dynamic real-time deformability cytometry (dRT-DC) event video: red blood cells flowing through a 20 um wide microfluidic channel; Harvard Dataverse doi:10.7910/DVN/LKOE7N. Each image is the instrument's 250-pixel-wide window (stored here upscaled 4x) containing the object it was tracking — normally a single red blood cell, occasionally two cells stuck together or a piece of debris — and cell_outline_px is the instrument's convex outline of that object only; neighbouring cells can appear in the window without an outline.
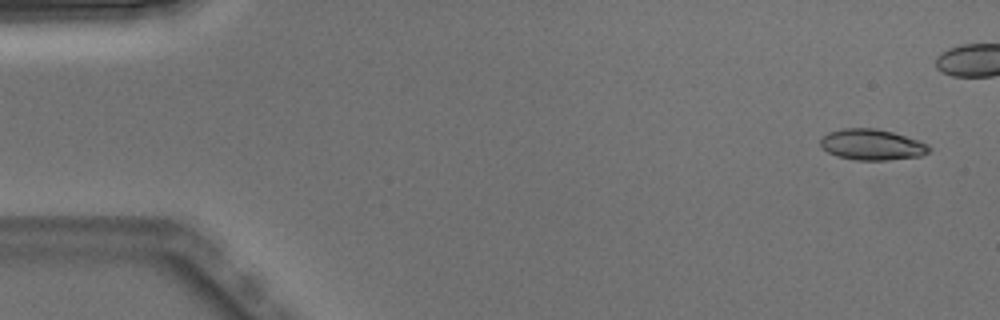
{"species": "Egyptian fruit bat (a non-hibernating species)", "species_latin": "Rousettus aegyptiacus", "temperature_condition": "warm", "stored_images_in_passage": 7, "camera_frame_rate_fps": 3000, "um_per_image_px": 0.085, "animal": {"sex": "male"}, "frame": {"image": 1, "passage_image": 1, "time_ms": 0.0, "image_size_px": [1000, 320], "cell_outline_px": [[932, 148], [928, 152], [920, 156], [888, 160], [856, 160], [836, 156], [828, 152], [820, 144], [820, 140], [828, 132], [844, 128], [876, 128], [892, 132], [920, 140], [928, 144]], "centroid_in_image_um": [74.14, 12.29], "position_along_channel_um": 10.9, "area_um2": 19.59}}
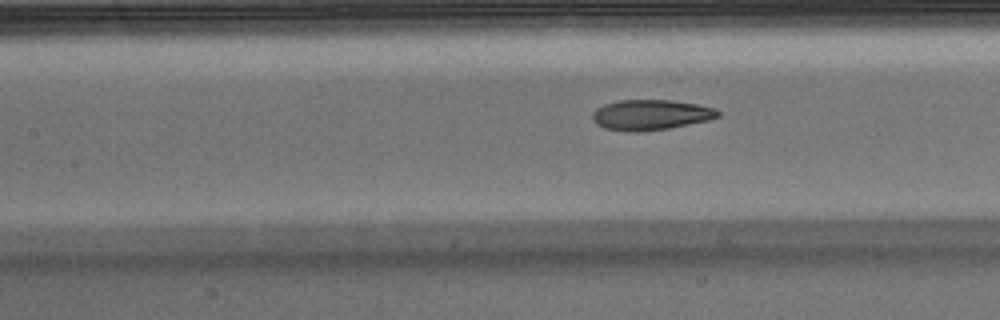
{"frame": {"image": 2, "passage_image": 7, "time_ms": 2.0, "image_size_px": [1000, 320], "cell_outline_px": [[720, 116], [708, 120], [668, 128], [640, 132], [628, 132], [604, 128], [596, 124], [592, 120], [592, 112], [596, 108], [604, 104], [620, 100], [668, 100], [700, 104], [716, 108], [720, 112]], "centroid_in_image_um": [55.29, 9.76], "position_along_channel_um": 152.1, "area_um2": 22.37}}